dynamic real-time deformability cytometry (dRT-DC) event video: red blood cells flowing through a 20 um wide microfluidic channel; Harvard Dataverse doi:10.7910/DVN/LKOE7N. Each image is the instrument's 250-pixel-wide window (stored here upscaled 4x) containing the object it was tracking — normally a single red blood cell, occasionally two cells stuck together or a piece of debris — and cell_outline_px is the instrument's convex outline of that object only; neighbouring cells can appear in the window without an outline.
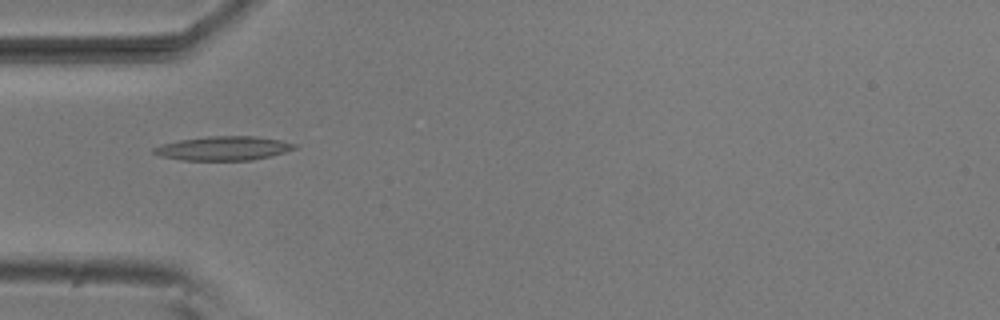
{"species": "common noctule bat (a hibernating species)", "species_latin": "Nyctalus noctula", "temperature_condition": "room temperature", "stored_images_in_passage": 10, "camera_frame_rate_fps": 3000, "um_per_image_px": 0.085, "animal": {"sex": "male", "body_mass_g": 20.5, "forearm_length_mm": 52.5}, "frame": {"image": 1, "passage_image": 4, "time_ms": 1.0, "image_size_px": [1000, 320], "cell_outline_px": [[300, 144], [296, 148], [284, 152], [252, 160], [180, 160], [160, 156], [152, 152], [152, 148], [160, 144], [180, 140], [208, 136], [256, 136], [280, 140]], "centroid_in_image_um": [18.98, 12.6], "position_along_channel_um": 66.0, "area_um2": 19.77}}
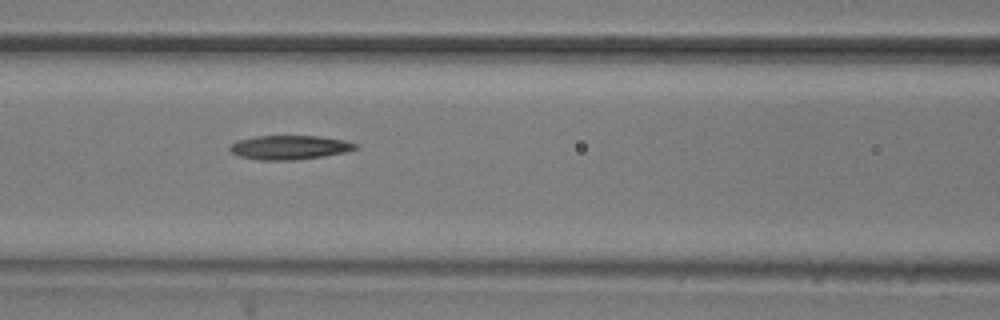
{"frame": {"image": 2, "passage_image": 6, "time_ms": 1.667, "image_size_px": [1000, 320], "cell_outline_px": [[360, 148], [348, 152], [324, 156], [292, 160], [260, 160], [240, 156], [232, 152], [228, 148], [236, 140], [256, 136], [316, 136], [344, 140], [356, 144]], "centroid_in_image_um": [24.63, 12.53], "position_along_channel_um": 142.0, "area_um2": 17.63}}
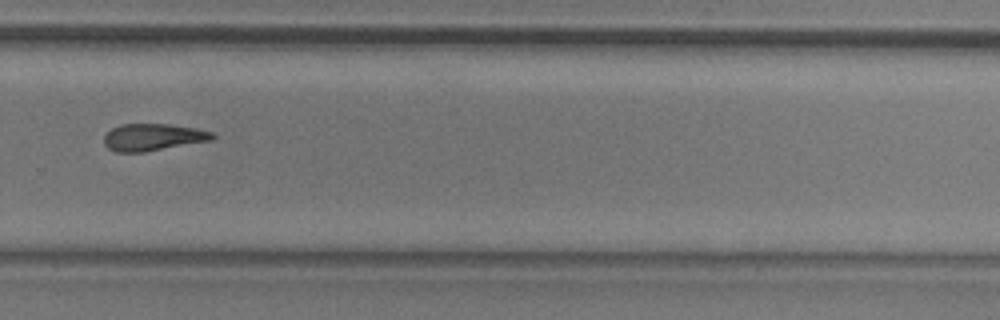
{"frame": {"image": 3, "passage_image": 10, "time_ms": 3.0, "image_size_px": [1000, 320], "cell_outline_px": [[216, 136], [212, 140], [144, 152], [116, 152], [108, 148], [104, 144], [104, 136], [112, 128], [120, 124], [172, 124], [196, 128], [212, 132]], "centroid_in_image_um": [13.0, 11.65], "position_along_channel_um": 316.8, "area_um2": 17.11}}